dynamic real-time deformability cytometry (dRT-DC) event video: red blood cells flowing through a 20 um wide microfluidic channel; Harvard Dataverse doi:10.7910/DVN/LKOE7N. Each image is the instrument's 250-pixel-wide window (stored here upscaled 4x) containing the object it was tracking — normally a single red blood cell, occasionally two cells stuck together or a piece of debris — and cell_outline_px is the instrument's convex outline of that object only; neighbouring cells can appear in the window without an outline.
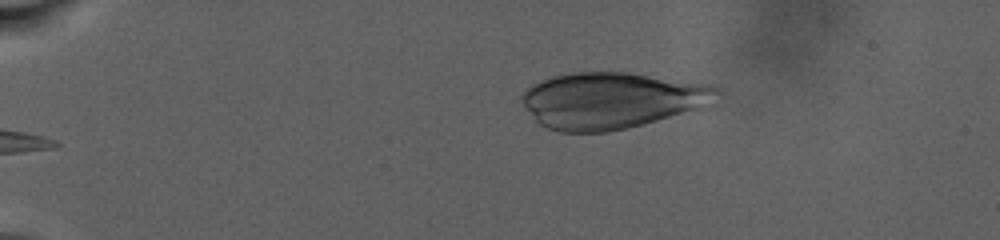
{"species": "human", "species_latin": "Homo sapiens", "temperature_condition": "warm", "stored_images_in_passage": 74, "camera_frame_rate_fps": 3000, "um_per_image_px": 0.085, "donor": {"sex": "male"}, "frame": {"image": 1, "passage_image": 2, "time_ms": 0.333, "image_size_px": [1000, 240], "cell_outline_px": [[696, 88], [684, 108], [676, 112], [652, 120], [620, 128], [600, 132], [568, 132], [552, 128], [544, 124], [528, 108], [524, 100], [524, 96], [532, 88], [548, 80], [560, 76], [592, 72], [612, 72], [640, 76]], "centroid_in_image_um": [51.35, 8.59], "position_along_channel_um": 33.6, "area_um2": 54.22}}
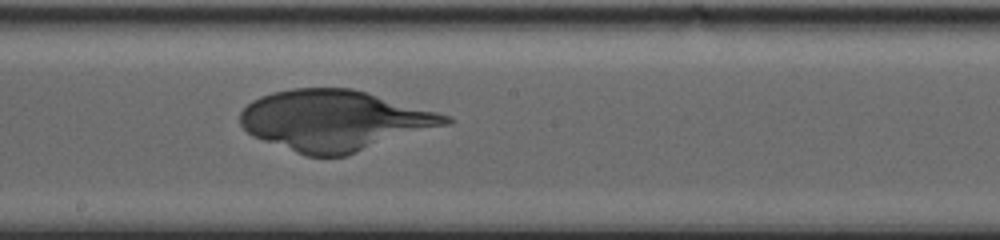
{"frame": {"image": 2, "passage_image": 37, "time_ms": 12.0, "image_size_px": [1000, 240], "cell_outline_px": [[452, 120], [344, 156], [308, 156], [256, 136], [248, 132], [244, 128], [240, 120], [240, 116], [244, 108], [248, 104], [264, 96], [276, 92], [300, 88], [348, 88], [364, 92], [448, 116]], "centroid_in_image_um": [28.32, 10.23], "position_along_channel_um": 219.9, "area_um2": 69.13}}
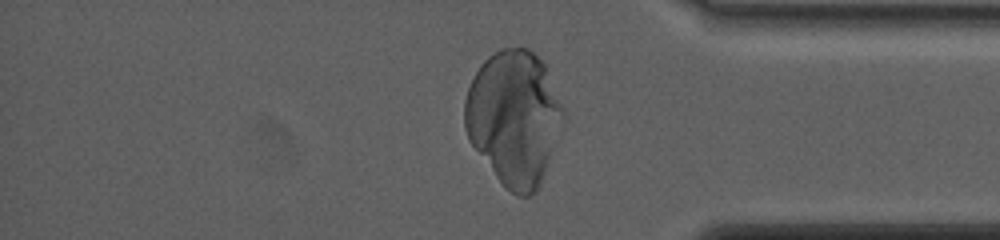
{"frame": {"image": 3, "passage_image": 60, "time_ms": 19.667, "image_size_px": [1000, 240], "cell_outline_px": [[552, 104], [540, 176], [536, 188], [532, 192], [524, 196], [512, 192], [500, 180], [472, 144], [468, 136], [464, 124], [464, 104], [468, 88], [476, 72], [496, 52], [504, 48], [524, 48], [532, 52], [544, 64]], "centroid_in_image_um": [43.38, 9.92], "position_along_channel_um": 391.8, "area_um2": 68.67}}